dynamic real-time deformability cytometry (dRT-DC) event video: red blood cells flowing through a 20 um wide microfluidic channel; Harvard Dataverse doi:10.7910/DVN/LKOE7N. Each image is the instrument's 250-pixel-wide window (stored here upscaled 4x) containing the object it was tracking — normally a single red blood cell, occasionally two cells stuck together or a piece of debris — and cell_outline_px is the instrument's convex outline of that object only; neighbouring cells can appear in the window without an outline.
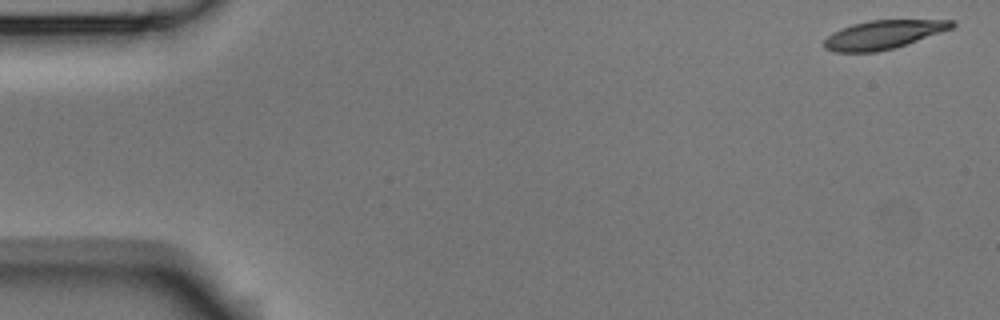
{"species": "Egyptian fruit bat (a non-hibernating species)", "species_latin": "Rousettus aegyptiacus", "temperature_condition": "room temperature", "stored_images_in_passage": 5, "camera_frame_rate_fps": 3000, "um_per_image_px": 0.085, "animal": {"sex": "male"}, "frame": {"image": 1, "passage_image": 1, "time_ms": 0.0, "image_size_px": [1000, 320], "cell_outline_px": [[956, 24], [952, 28], [896, 48], [876, 52], [832, 52], [824, 48], [824, 40], [832, 32], [840, 28], [852, 24], [868, 20], [956, 20]], "centroid_in_image_um": [75.05, 2.95], "position_along_channel_um": 9.9, "area_um2": 21.44}}
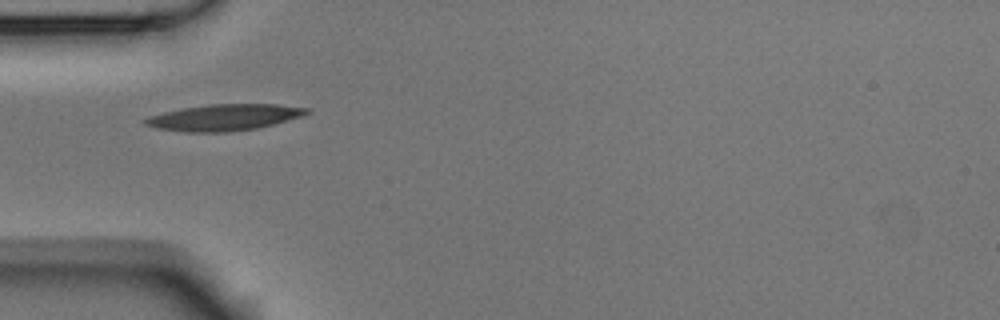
{"frame": {"image": 2, "passage_image": 5, "time_ms": 1.333, "image_size_px": [1000, 320], "cell_outline_px": [[312, 112], [304, 116], [256, 128], [228, 132], [184, 132], [156, 128], [144, 124], [140, 120], [148, 116], [180, 108], [208, 104], [276, 104], [312, 108]], "centroid_in_image_um": [19.05, 9.97], "position_along_channel_um": 65.9, "area_um2": 25.09}}